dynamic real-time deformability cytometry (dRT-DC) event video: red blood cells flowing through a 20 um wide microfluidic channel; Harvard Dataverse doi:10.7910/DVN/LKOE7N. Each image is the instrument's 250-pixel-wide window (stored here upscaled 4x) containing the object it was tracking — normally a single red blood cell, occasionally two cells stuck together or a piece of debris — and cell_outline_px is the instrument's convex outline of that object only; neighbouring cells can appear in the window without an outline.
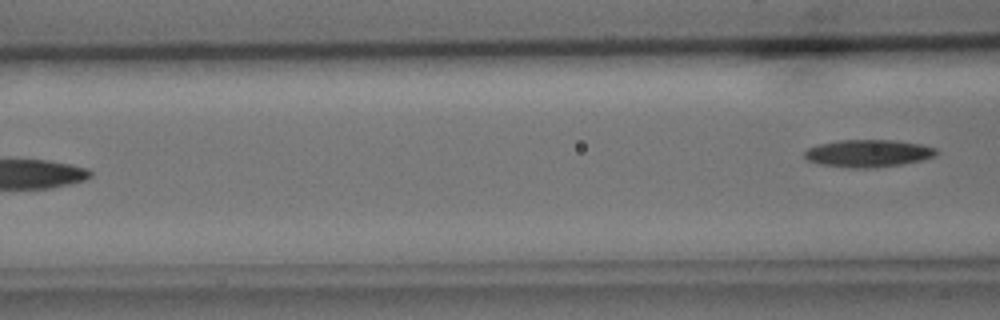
{"species": "common noctule bat (a hibernating species)", "species_latin": "Nyctalus noctula", "temperature_condition": "cold", "stored_images_in_passage": 7, "camera_frame_rate_fps": 3000, "um_per_image_px": 0.085, "animal": {"sex": "male", "body_mass_g": 15.6}, "frame": {"image": 1, "passage_image": 7, "time_ms": 8.0, "image_size_px": [1000, 320], "cell_outline_px": [[940, 152], [936, 156], [920, 160], [900, 164], [872, 168], [848, 168], [820, 164], [808, 160], [804, 156], [804, 152], [808, 148], [820, 144], [836, 140], [896, 140], [920, 144], [936, 148]], "centroid_in_image_um": [73.8, 13.03], "position_along_channel_um": 92.8, "area_um2": 21.1}}